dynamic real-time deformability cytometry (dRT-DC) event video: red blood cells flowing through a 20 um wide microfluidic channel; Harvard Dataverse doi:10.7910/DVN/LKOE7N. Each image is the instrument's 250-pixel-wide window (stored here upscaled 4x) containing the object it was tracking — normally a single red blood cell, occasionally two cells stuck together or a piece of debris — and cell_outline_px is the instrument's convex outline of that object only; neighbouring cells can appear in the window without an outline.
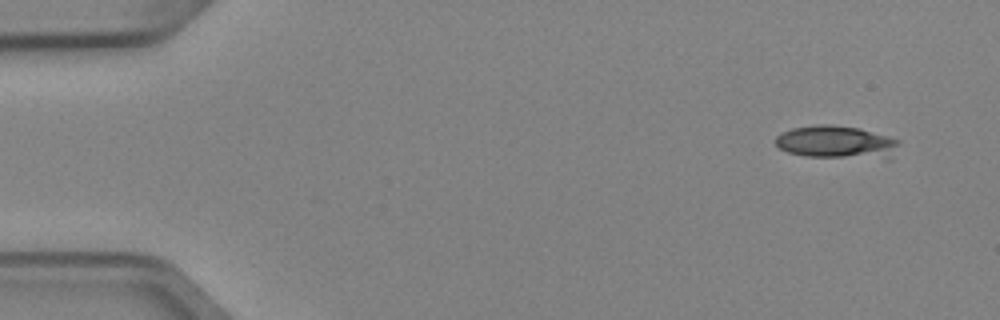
{"species": "Egyptian fruit bat (a non-hibernating species)", "species_latin": "Rousettus aegyptiacus", "temperature_condition": "cold", "stored_images_in_passage": 4, "camera_frame_rate_fps": 3000, "um_per_image_px": 0.085, "animal": {"sex": "female"}, "frame": {"image": 1, "passage_image": 1, "time_ms": 0.0, "image_size_px": [1000, 320], "cell_outline_px": [[900, 140], [888, 160], [804, 156], [788, 152], [780, 148], [776, 144], [776, 136], [780, 132], [792, 128], [820, 124], [828, 124], [860, 128], [888, 136]], "centroid_in_image_um": [71.11, 12.1], "position_along_channel_um": 13.9, "area_um2": 23.99}}
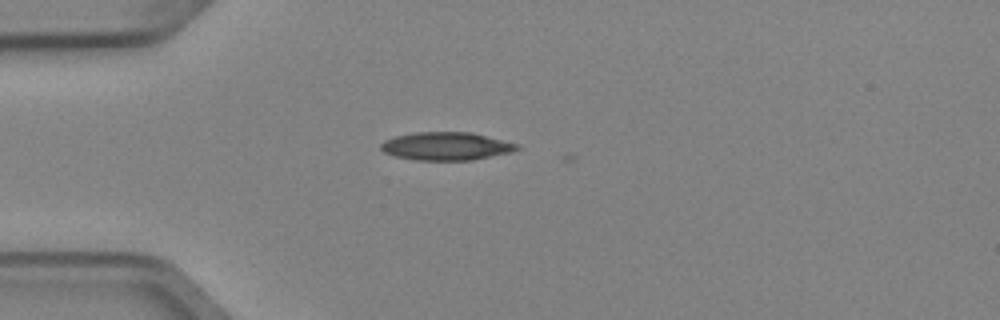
{"frame": {"image": 2, "passage_image": 4, "time_ms": 1.0, "image_size_px": [1000, 320], "cell_outline_px": [[520, 148], [512, 152], [472, 160], [416, 160], [392, 156], [384, 152], [380, 148], [380, 144], [384, 140], [396, 136], [416, 132], [472, 132], [520, 144]], "centroid_in_image_um": [37.93, 12.42], "position_along_channel_um": 47.1, "area_um2": 22.43}}